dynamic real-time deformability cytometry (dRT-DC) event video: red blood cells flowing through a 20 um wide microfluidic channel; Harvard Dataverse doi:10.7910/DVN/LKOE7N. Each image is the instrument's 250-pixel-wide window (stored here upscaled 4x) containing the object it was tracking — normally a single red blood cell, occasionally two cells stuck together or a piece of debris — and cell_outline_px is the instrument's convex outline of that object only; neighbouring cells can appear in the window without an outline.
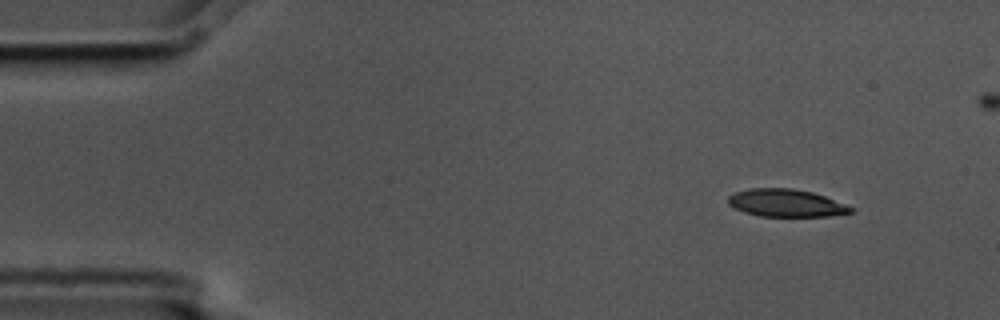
{"species": "common noctule bat (a hibernating species)", "species_latin": "Nyctalus noctula", "temperature_condition": "cold", "stored_images_in_passage": 4, "camera_frame_rate_fps": 3000, "um_per_image_px": 0.085, "animal": {"sex": "male", "body_mass_g": 17.5, "forearm_length_mm": 52.3}, "frame": {"image": 1, "passage_image": 1, "time_ms": 0.0, "image_size_px": [1000, 320], "cell_outline_px": [[852, 212], [828, 216], [760, 216], [744, 212], [728, 204], [728, 196], [736, 192], [748, 188], [792, 188], [812, 192], [824, 196], [844, 204], [852, 208]], "centroid_in_image_um": [66.77, 17.25], "position_along_channel_um": 18.2, "area_um2": 19.48}}
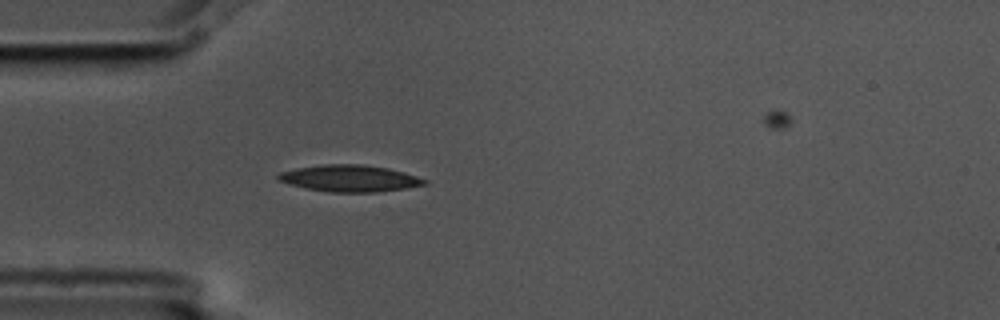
{"frame": {"image": 2, "passage_image": 4, "time_ms": 1.0, "image_size_px": [1000, 320], "cell_outline_px": [[428, 184], [404, 188], [376, 192], [332, 192], [308, 188], [288, 184], [276, 180], [276, 176], [280, 172], [296, 168], [324, 164], [364, 164], [388, 168], [404, 172], [428, 180]], "centroid_in_image_um": [29.71, 15.15], "position_along_channel_um": 55.3, "area_um2": 22.72}}